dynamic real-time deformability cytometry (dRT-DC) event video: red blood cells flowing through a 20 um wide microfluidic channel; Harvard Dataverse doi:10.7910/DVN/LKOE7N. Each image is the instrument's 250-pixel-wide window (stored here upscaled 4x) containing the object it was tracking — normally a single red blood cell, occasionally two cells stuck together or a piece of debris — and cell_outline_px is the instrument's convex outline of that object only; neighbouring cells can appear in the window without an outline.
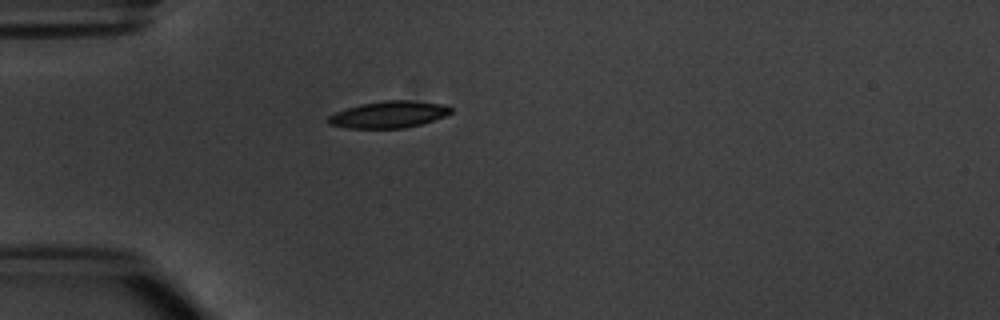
{"species": "common noctule bat (a hibernating species)", "species_latin": "Nyctalus noctula", "temperature_condition": "warm", "stored_images_in_passage": 4, "camera_frame_rate_fps": 3000, "um_per_image_px": 0.085, "animal": {"sex": "male", "body_mass_g": 20.1, "forearm_length_mm": 53.5}, "frame": {"image": 1, "passage_image": 4, "time_ms": 3.667, "image_size_px": [1000, 320], "cell_outline_px": [[452, 112], [444, 116], [420, 124], [404, 128], [348, 128], [328, 124], [328, 116], [336, 112], [360, 104], [384, 100], [408, 100], [440, 104], [452, 108]], "centroid_in_image_um": [33.02, 9.73], "position_along_channel_um": 52.0, "area_um2": 18.84}}